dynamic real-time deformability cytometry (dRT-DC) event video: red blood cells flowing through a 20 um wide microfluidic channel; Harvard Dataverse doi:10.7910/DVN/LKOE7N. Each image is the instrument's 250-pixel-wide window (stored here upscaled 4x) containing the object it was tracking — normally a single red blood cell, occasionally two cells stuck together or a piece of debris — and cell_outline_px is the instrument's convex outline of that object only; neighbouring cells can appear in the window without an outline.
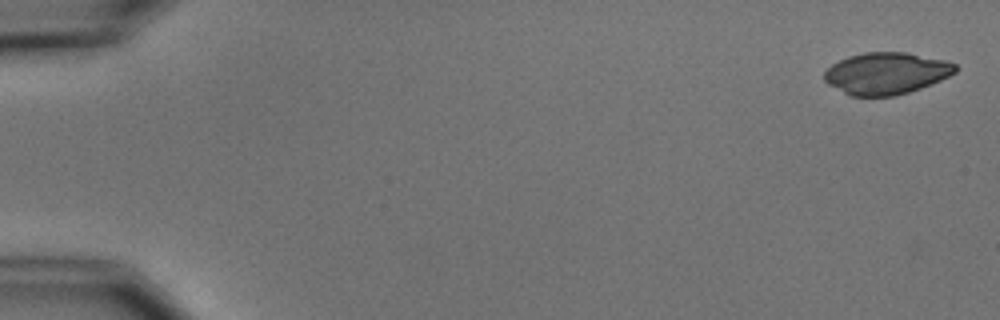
{"species": "common noctule bat (a hibernating species)", "species_latin": "Nyctalus noctula", "temperature_condition": "cold", "stored_images_in_passage": 5, "camera_frame_rate_fps": 3000, "um_per_image_px": 0.085, "animal": {"sex": "male", "body_mass_g": 15.6}, "frame": {"image": 1, "passage_image": 1, "time_ms": 0.0, "image_size_px": [1000, 320], "cell_outline_px": [[956, 72], [940, 80], [920, 88], [896, 96], [852, 96], [828, 84], [824, 80], [824, 72], [832, 64], [848, 56], [864, 52], [904, 52], [944, 60], [956, 64]], "centroid_in_image_um": [75.31, 6.23], "position_along_channel_um": 9.7, "area_um2": 31.67}}